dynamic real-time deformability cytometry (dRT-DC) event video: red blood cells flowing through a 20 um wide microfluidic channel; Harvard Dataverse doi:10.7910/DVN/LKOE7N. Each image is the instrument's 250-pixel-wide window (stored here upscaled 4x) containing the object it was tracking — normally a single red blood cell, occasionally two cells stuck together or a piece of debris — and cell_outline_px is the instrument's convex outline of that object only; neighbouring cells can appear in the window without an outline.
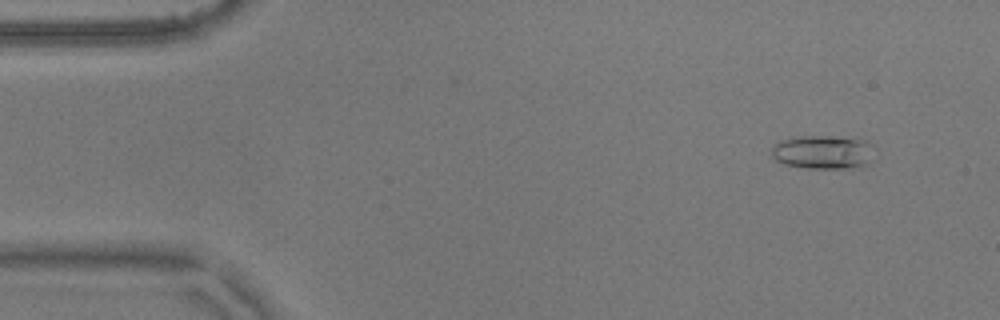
{"species": "common noctule bat (a hibernating species)", "species_latin": "Nyctalus noctula", "temperature_condition": "warm", "stored_images_in_passage": 13, "camera_frame_rate_fps": 3000, "um_per_image_px": 0.085, "animal": {"sex": "male", "body_mass_g": 17.9}, "frame": {"image": 1, "passage_image": 5, "time_ms": 1.333, "image_size_px": [1000, 320], "cell_outline_px": [[876, 148], [868, 164], [844, 168], [808, 168], [784, 164], [776, 160], [772, 156], [772, 148], [780, 140], [796, 136], [832, 136], [864, 140]], "centroid_in_image_um": [69.96, 12.92], "position_along_channel_um": 15.0, "area_um2": 20.17}}